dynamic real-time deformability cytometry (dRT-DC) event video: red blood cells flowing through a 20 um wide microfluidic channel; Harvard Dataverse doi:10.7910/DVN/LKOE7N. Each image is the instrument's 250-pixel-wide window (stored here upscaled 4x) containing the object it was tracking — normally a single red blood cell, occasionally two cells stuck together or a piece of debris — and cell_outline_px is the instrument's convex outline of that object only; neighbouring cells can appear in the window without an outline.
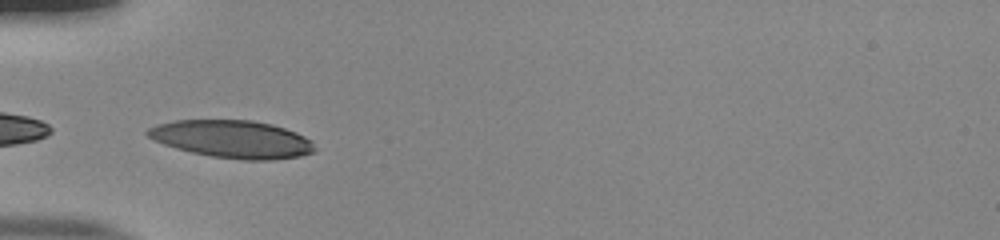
{"species": "human", "species_latin": "Homo sapiens", "temperature_condition": "room temperature", "stored_images_in_passage": 36, "camera_frame_rate_fps": 3000, "um_per_image_px": 0.085, "donor": {"sex": "male"}, "frame": {"image": 1, "passage_image": 1, "time_ms": 0.0, "image_size_px": [1000, 240], "cell_outline_px": [[316, 152], [300, 156], [272, 160], [240, 160], [212, 156], [192, 152], [176, 148], [164, 144], [148, 136], [144, 132], [148, 128], [156, 124], [172, 120], [252, 120], [272, 124], [296, 132], [312, 140], [316, 148]], "centroid_in_image_um": [19.77, 11.82], "position_along_channel_um": 65.2, "area_um2": 36.82}}
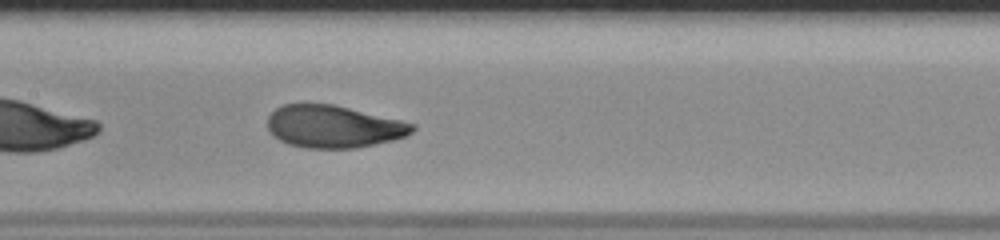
{"frame": {"image": 2, "passage_image": 10, "time_ms": 3.0, "image_size_px": [1000, 240], "cell_outline_px": [[416, 128], [412, 132], [404, 136], [392, 140], [356, 148], [308, 148], [288, 144], [280, 140], [268, 132], [268, 116], [276, 108], [284, 104], [332, 104], [400, 120], [416, 124]], "centroid_in_image_um": [28.33, 10.76], "position_along_channel_um": 179.1, "area_um2": 35.55}}
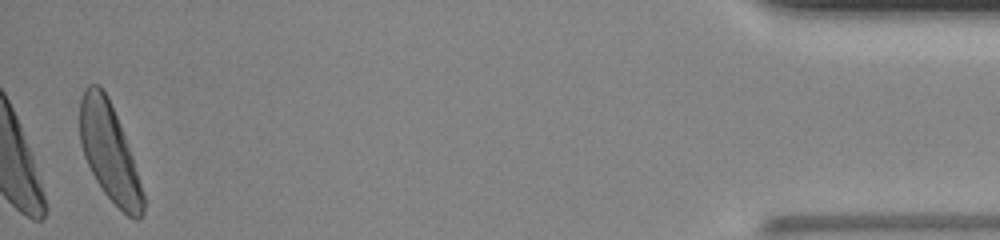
{"frame": {"image": 3, "passage_image": 35, "time_ms": 11.333, "image_size_px": [1000, 240], "cell_outline_px": [[144, 212], [140, 220], [136, 220], [128, 216], [104, 192], [96, 180], [84, 156], [80, 144], [80, 96], [84, 88], [88, 84], [100, 84], [108, 96], [132, 156], [144, 196]], "centroid_in_image_um": [9.28, 12.91], "position_along_channel_um": 425.9, "area_um2": 35.49}, "authors_computed_cell_mechanics": {"area_um2": 36.2695, "velocity_mm_per_s": 3.8895, "shape_relaxation_time_tau1_ms": 2.5032, "shape_relaxation_time_tau2_ms": null, "deformation_change_tau1": 0.1525, "deformation_change_tau2": null}}